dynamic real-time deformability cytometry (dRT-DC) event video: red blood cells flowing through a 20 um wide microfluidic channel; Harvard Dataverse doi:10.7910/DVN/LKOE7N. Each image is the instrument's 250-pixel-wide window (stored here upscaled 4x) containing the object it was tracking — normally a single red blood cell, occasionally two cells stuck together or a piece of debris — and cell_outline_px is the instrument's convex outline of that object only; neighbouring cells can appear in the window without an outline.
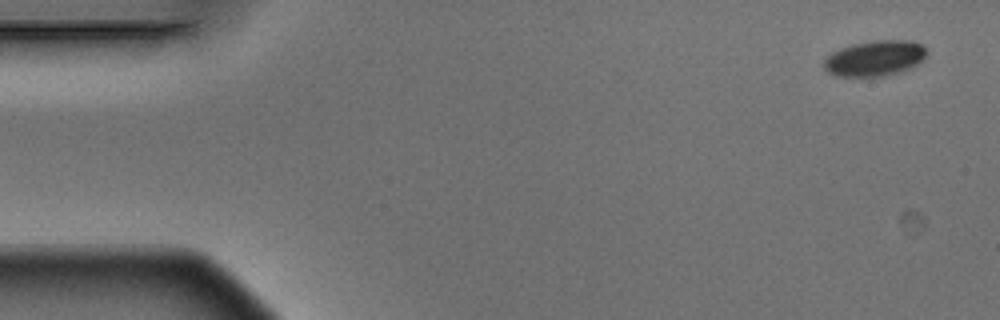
{"species": "Egyptian fruit bat (a non-hibernating species)", "species_latin": "Rousettus aegyptiacus", "temperature_condition": "warm", "stored_images_in_passage": 6, "segment_of_instrument_passage": [2, 2], "camera_frame_rate_fps": 3000, "um_per_image_px": 0.085, "animal": {"sex": "male"}, "frame": {"image": 1, "passage_image": 6, "time_ms": 1.667, "image_size_px": [1000, 320], "cell_outline_px": [[928, 52], [924, 60], [912, 68], [900, 72], [884, 76], [836, 76], [828, 72], [824, 68], [824, 60], [832, 52], [840, 48], [852, 44], [876, 40], [912, 40], [924, 44]], "centroid_in_image_um": [74.42, 4.94], "position_along_channel_um": 10.6, "area_um2": 21.62}}